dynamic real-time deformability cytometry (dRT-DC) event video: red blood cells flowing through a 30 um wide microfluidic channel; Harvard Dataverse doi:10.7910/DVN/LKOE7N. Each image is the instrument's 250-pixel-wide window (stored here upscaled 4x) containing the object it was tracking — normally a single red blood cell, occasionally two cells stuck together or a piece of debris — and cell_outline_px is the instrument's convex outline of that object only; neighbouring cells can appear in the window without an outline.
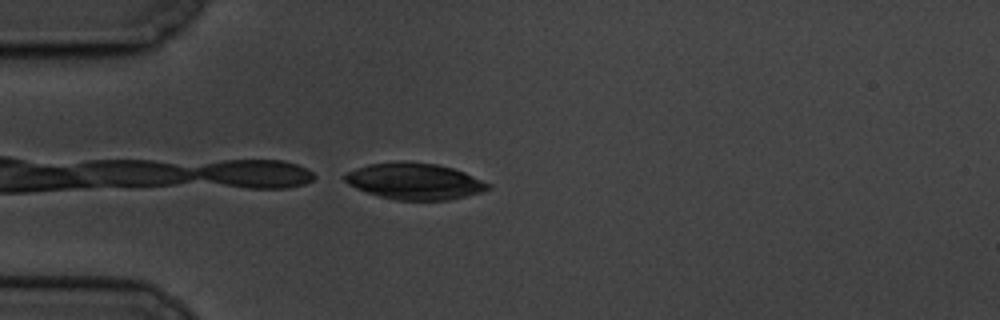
{"species": "common noctule bat (a hibernating species)", "species_latin": "Nyctalus noctula", "temperature_condition": "cold", "stored_images_in_passage": 11, "camera_frame_rate_fps": 3000, "um_per_image_px": 0.085, "animal": {"sex": "male", "body_mass_g": 19.5, "forearm_length_mm": 54.6}, "frame": {"image": 1, "passage_image": 1, "time_ms": 0.0, "image_size_px": [1000, 320], "cell_outline_px": [[492, 188], [480, 192], [448, 200], [396, 200], [380, 196], [356, 188], [348, 184], [344, 180], [344, 176], [348, 172], [356, 168], [368, 164], [436, 164], [452, 168], [464, 172], [492, 184]], "centroid_in_image_um": [35.28, 15.45], "position_along_channel_um": 49.7, "area_um2": 29.36}}
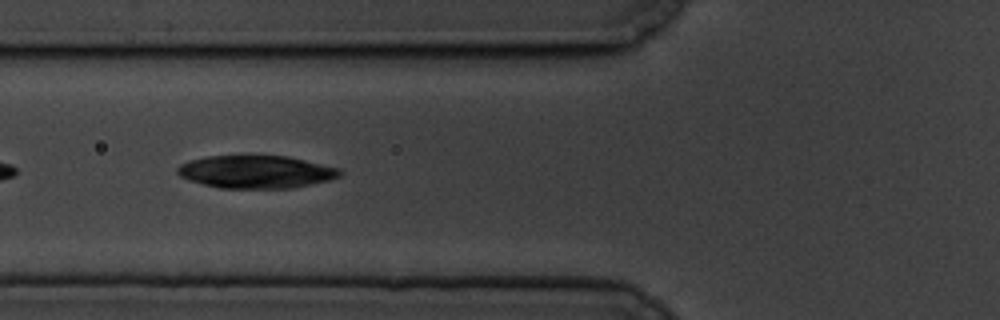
{"frame": {"image": 2, "passage_image": 7, "time_ms": 2.0, "image_size_px": [1000, 320], "cell_outline_px": [[344, 172], [340, 176], [328, 180], [312, 184], [292, 188], [220, 188], [188, 180], [180, 176], [176, 172], [176, 168], [180, 164], [188, 160], [208, 156], [288, 156], [340, 168]], "centroid_in_image_um": [21.76, 14.6], "position_along_channel_um": 104.0, "area_um2": 31.1}}